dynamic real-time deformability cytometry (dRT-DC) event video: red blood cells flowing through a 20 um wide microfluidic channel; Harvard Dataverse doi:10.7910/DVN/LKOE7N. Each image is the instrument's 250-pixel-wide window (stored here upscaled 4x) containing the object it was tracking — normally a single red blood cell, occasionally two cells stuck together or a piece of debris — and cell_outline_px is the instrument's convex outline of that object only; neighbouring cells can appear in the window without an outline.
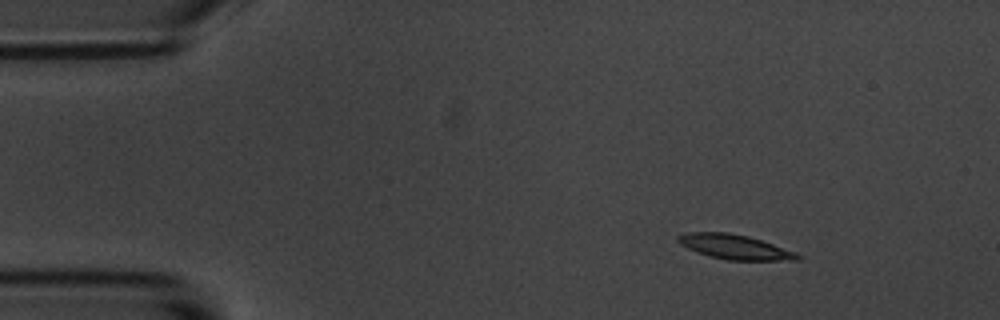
{"species": "common noctule bat (a hibernating species)", "species_latin": "Nyctalus noctula", "temperature_condition": "room temperature", "stored_images_in_passage": 5, "camera_frame_rate_fps": 3000, "um_per_image_px": 0.085, "animal": {"sex": "male", "body_mass_g": 20.1, "forearm_length_mm": 53.5}, "frame": {"image": 1, "passage_image": 1, "time_ms": 0.0, "image_size_px": [1000, 320], "cell_outline_px": [[804, 256], [800, 260], [728, 260], [708, 256], [696, 252], [680, 244], [676, 240], [676, 236], [688, 232], [728, 232], [748, 236], [796, 252]], "centroid_in_image_um": [62.44, 20.99], "position_along_channel_um": 22.6, "area_um2": 17.22}}
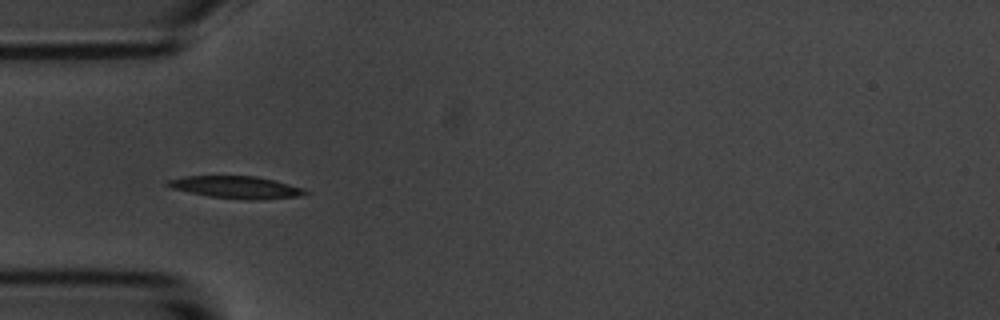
{"frame": {"image": 2, "passage_image": 4, "time_ms": 3.333, "image_size_px": [1000, 320], "cell_outline_px": [[312, 192], [300, 196], [256, 200], [248, 200], [208, 196], [188, 192], [172, 188], [164, 184], [168, 180], [184, 176], [256, 176], [304, 188]], "centroid_in_image_um": [20.09, 15.92], "position_along_channel_um": 64.9, "area_um2": 17.8}}